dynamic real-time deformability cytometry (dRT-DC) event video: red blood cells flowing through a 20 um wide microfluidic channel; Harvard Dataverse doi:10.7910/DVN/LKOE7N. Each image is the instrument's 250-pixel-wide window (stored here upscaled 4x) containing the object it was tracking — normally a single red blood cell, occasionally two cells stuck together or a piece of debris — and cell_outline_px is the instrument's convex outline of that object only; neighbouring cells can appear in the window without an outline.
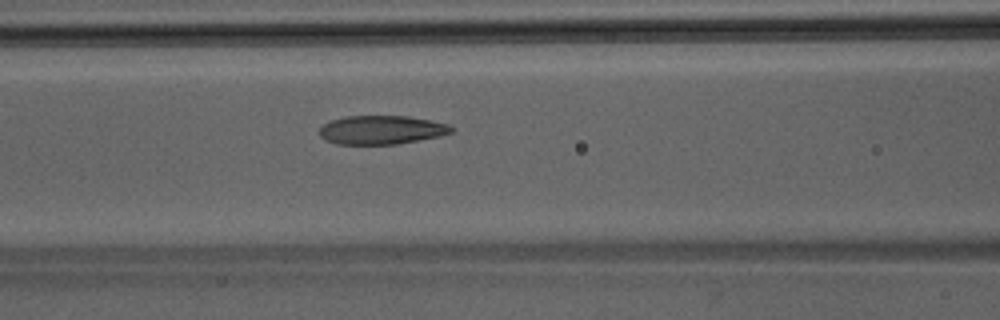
{"species": "Egyptian fruit bat (a non-hibernating species)", "species_latin": "Rousettus aegyptiacus", "temperature_condition": "room temperature", "stored_images_in_passage": 46, "camera_frame_rate_fps": 3000, "um_per_image_px": 0.085, "animal": {"sex": "male"}, "frame": {"image": 1, "passage_image": 20, "time_ms": 6.333, "image_size_px": [1000, 320], "cell_outline_px": [[452, 132], [440, 136], [396, 144], [336, 144], [324, 140], [320, 136], [320, 128], [324, 124], [332, 120], [344, 116], [408, 116], [448, 124], [452, 128]], "centroid_in_image_um": [32.39, 11.04], "position_along_channel_um": 134.2, "area_um2": 21.96}}
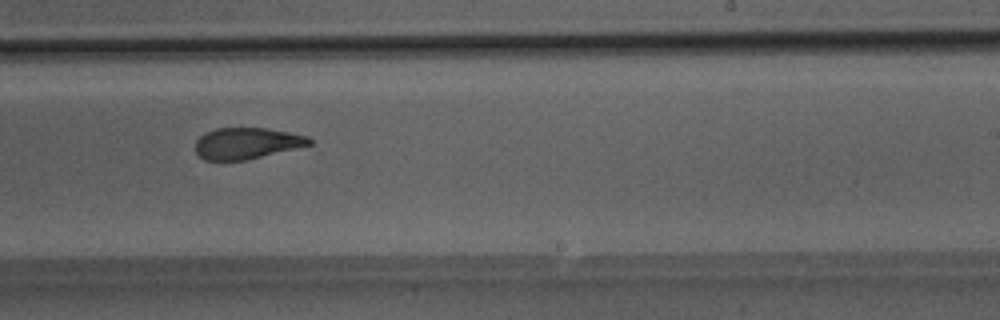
{"frame": {"image": 2, "passage_image": 29, "time_ms": 9.333, "image_size_px": [1000, 320], "cell_outline_px": [[312, 144], [248, 160], [204, 160], [196, 152], [196, 140], [204, 132], [216, 128], [268, 128], [308, 136], [312, 140]], "centroid_in_image_um": [20.97, 12.17], "position_along_channel_um": 268.0, "area_um2": 20.81}}
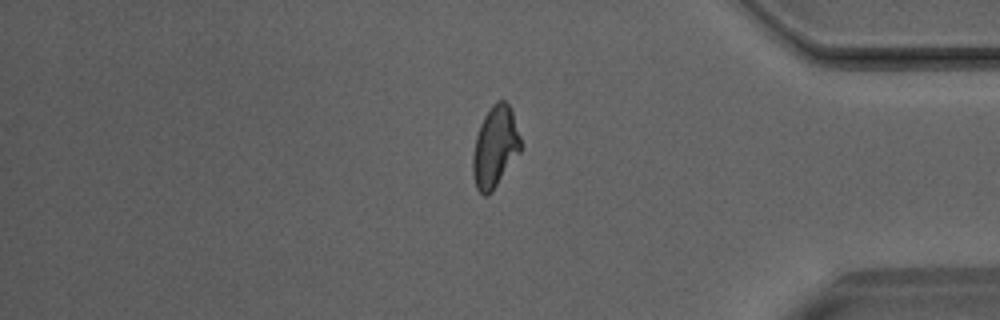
{"frame": {"image": 3, "passage_image": 39, "time_ms": 12.667, "image_size_px": [1000, 320], "cell_outline_px": [[524, 148], [492, 192], [488, 196], [484, 196], [476, 188], [472, 172], [472, 156], [476, 136], [480, 124], [484, 116], [492, 104], [496, 100], [504, 100], [508, 104], [512, 112]], "centroid_in_image_um": [42.09, 12.51], "position_along_channel_um": 393.1, "area_um2": 23.0}}